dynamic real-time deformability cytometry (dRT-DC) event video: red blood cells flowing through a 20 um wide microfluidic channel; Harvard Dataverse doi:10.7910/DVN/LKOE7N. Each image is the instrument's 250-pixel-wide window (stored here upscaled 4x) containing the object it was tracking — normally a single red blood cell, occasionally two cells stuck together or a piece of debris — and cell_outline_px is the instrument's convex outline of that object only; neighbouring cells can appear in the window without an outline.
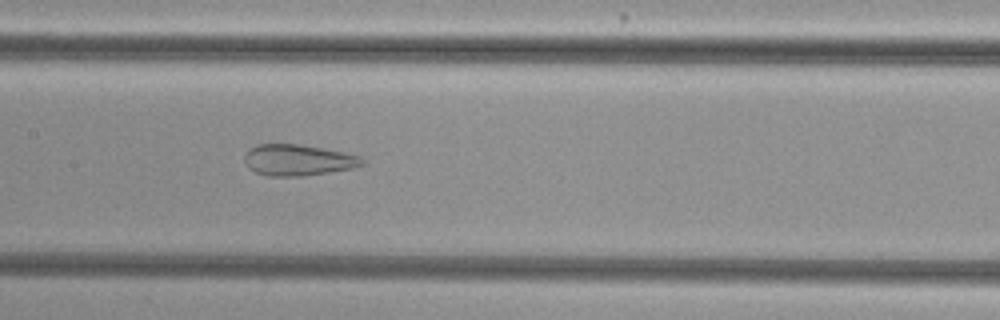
{"species": "common noctule bat (a hibernating species)", "species_latin": "Nyctalus noctula", "temperature_condition": "cold", "stored_images_in_passage": 53, "camera_frame_rate_fps": 3000, "um_per_image_px": 0.085, "animal": {"sex": "female", "body_mass_g": 29.2, "forearm_length_mm": 56.3}, "frame": {"image": 1, "passage_image": 26, "time_ms": 8.333, "image_size_px": [1000, 320], "cell_outline_px": [[364, 164], [352, 168], [304, 176], [268, 176], [256, 172], [248, 168], [244, 160], [244, 156], [248, 148], [256, 144], [296, 144], [344, 152], [360, 156], [364, 160]], "centroid_in_image_um": [25.29, 13.6], "position_along_channel_um": 182.1, "area_um2": 21.33}}
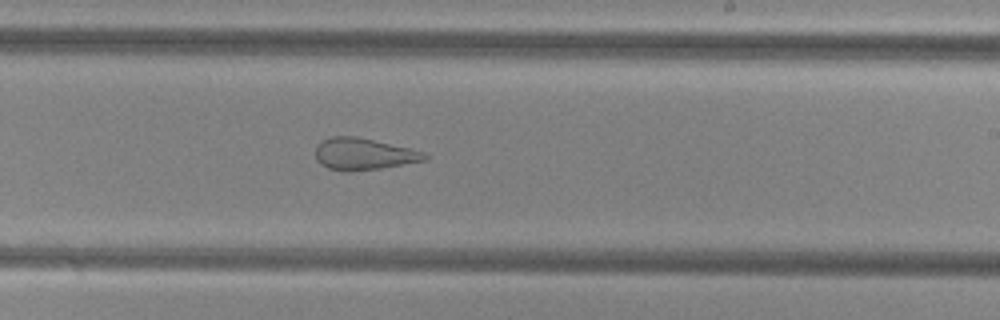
{"frame": {"image": 2, "passage_image": 32, "time_ms": 10.333, "image_size_px": [1000, 320], "cell_outline_px": [[428, 160], [380, 168], [352, 172], [348, 172], [328, 168], [320, 164], [316, 160], [316, 144], [320, 140], [332, 136], [356, 136], [408, 148], [424, 152], [428, 156]], "centroid_in_image_um": [30.86, 13.09], "position_along_channel_um": 258.1, "area_um2": 20.29}}
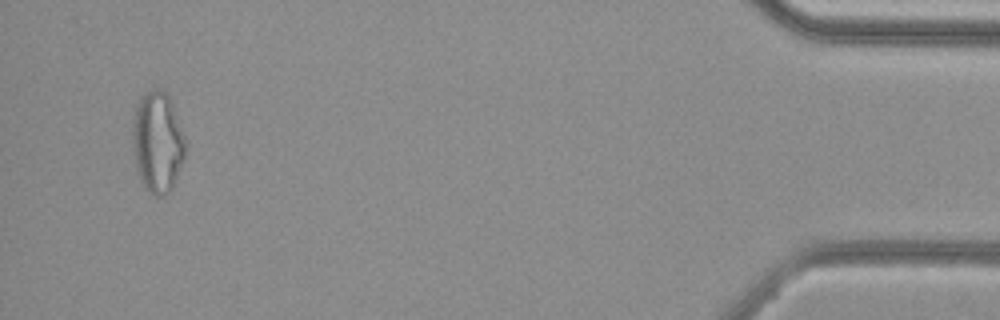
{"frame": {"image": 3, "passage_image": 51, "time_ms": 16.667, "image_size_px": [1000, 320], "cell_outline_px": [[188, 144], [184, 160], [176, 180], [172, 188], [164, 196], [156, 196], [148, 192], [144, 188], [136, 172], [132, 144], [132, 124], [136, 104], [144, 92], [152, 88], [160, 88], [168, 92], [188, 140]], "centroid_in_image_um": [13.41, 12.06], "position_along_channel_um": 421.8, "area_um2": 32.43}, "authors_computed_cell_mechanics": {"area_um2": 28.1486, "velocity_mm_per_s": 3.8154, "shape_relaxation_time_tau1_ms": null, "shape_relaxation_time_tau2_ms": 1.8759, "deformation_change_tau1": null, "deformation_change_tau2": 0.1062}}